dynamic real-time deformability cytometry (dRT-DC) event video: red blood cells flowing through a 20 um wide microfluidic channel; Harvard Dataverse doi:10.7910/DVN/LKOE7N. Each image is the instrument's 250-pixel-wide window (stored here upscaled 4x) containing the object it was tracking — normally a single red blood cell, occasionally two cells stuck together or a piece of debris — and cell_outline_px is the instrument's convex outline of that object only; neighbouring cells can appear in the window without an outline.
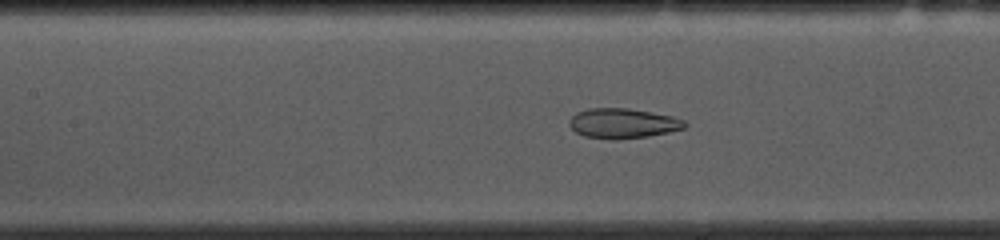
{"species": "common noctule bat (a hibernating species)", "species_latin": "Nyctalus noctula", "temperature_condition": "cold", "stored_images_in_passage": 53, "camera_frame_rate_fps": 3000, "um_per_image_px": 0.085, "animal": {"sex": "female", "body_mass_g": 10.0, "forearm_length_mm": 53.1}, "frame": {"image": 1, "passage_image": 22, "time_ms": 7.0, "image_size_px": [1000, 240], "cell_outline_px": [[688, 124], [684, 128], [668, 132], [648, 136], [612, 140], [584, 136], [576, 132], [568, 124], [568, 120], [576, 112], [588, 108], [628, 108], [672, 116], [684, 120]], "centroid_in_image_um": [52.91, 10.48], "position_along_channel_um": 154.5, "area_um2": 20.17}}
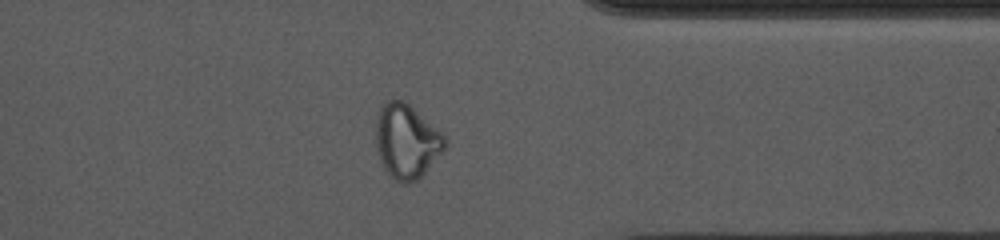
{"frame": {"image": 2, "passage_image": 41, "time_ms": 13.333, "image_size_px": [1000, 240], "cell_outline_px": [[448, 140], [444, 148], [424, 172], [416, 180], [408, 184], [404, 184], [396, 180], [384, 168], [380, 160], [372, 136], [376, 116], [384, 100], [404, 100], [440, 132]], "centroid_in_image_um": [34.47, 11.98], "position_along_channel_um": 376.9, "area_um2": 29.82}}
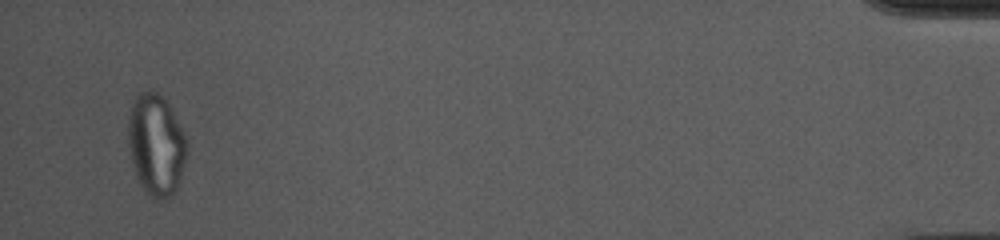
{"frame": {"image": 3, "passage_image": 51, "time_ms": 16.667, "image_size_px": [1000, 240], "cell_outline_px": [[188, 144], [180, 180], [176, 192], [164, 200], [156, 200], [140, 184], [136, 176], [128, 148], [128, 116], [132, 104], [136, 96], [140, 92], [156, 92], [164, 96], [184, 132]], "centroid_in_image_um": [13.27, 12.31], "position_along_channel_um": 421.9, "area_um2": 34.74}, "authors_computed_cell_mechanics": {"area_um2": 25.2008, "velocity_mm_per_s": 3.667, "shape_relaxation_time_tau1_ms": null, "shape_relaxation_time_tau2_ms": 1.5781, "deformation_change_tau1": null, "deformation_change_tau2": 0.0808}}